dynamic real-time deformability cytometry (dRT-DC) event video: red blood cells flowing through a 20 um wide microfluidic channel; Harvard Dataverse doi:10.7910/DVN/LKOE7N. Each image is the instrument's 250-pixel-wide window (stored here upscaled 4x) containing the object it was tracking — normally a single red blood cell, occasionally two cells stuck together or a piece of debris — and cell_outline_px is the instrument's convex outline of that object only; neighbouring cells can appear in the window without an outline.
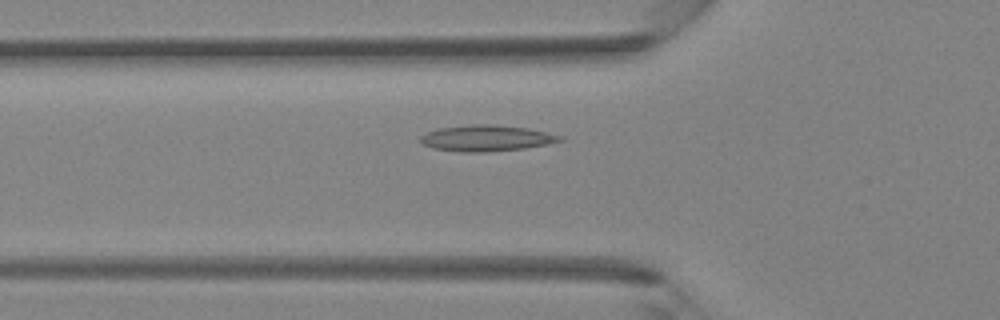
{"species": "Egyptian fruit bat (a non-hibernating species)", "species_latin": "Rousettus aegyptiacus", "temperature_condition": "room temperature", "stored_images_in_passage": 41, "camera_frame_rate_fps": 3000, "um_per_image_px": 0.085, "animal": {"sex": "female"}, "frame": {"image": 1, "passage_image": 14, "time_ms": 4.333, "image_size_px": [1000, 320], "cell_outline_px": [[564, 140], [524, 148], [488, 152], [460, 152], [432, 148], [424, 144], [420, 140], [420, 136], [428, 132], [440, 128], [472, 124], [492, 124], [528, 128], [564, 136]], "centroid_in_image_um": [41.35, 11.74], "position_along_channel_um": 84.5, "area_um2": 21.1}}
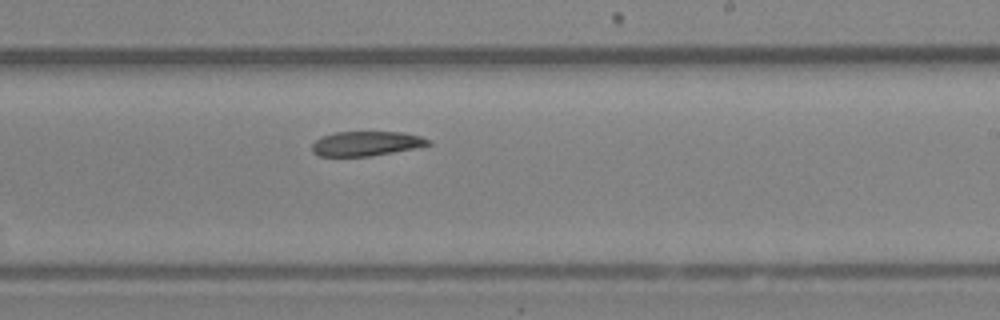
{"frame": {"image": 2, "passage_image": 25, "time_ms": 8.0, "image_size_px": [1000, 320], "cell_outline_px": [[432, 144], [416, 148], [368, 156], [320, 156], [312, 152], [312, 144], [320, 136], [336, 132], [404, 132], [420, 136], [432, 140]], "centroid_in_image_um": [31.14, 12.19], "position_along_channel_um": 257.9, "area_um2": 16.7}}
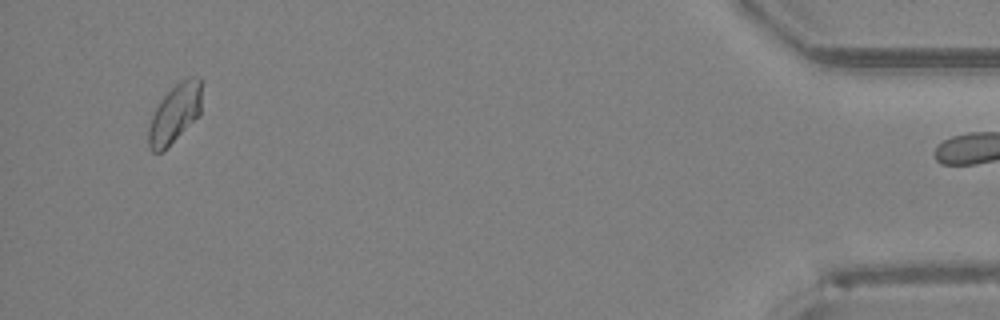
{"frame": {"image": 3, "passage_image": 40, "time_ms": 13.0, "image_size_px": [1000, 320], "cell_outline_px": [[200, 116], [160, 152], [152, 152], [148, 148], [148, 128], [152, 116], [160, 100], [180, 80], [188, 76], [200, 76]], "centroid_in_image_um": [14.85, 9.63], "position_along_channel_um": 420.3, "area_um2": 17.98}}